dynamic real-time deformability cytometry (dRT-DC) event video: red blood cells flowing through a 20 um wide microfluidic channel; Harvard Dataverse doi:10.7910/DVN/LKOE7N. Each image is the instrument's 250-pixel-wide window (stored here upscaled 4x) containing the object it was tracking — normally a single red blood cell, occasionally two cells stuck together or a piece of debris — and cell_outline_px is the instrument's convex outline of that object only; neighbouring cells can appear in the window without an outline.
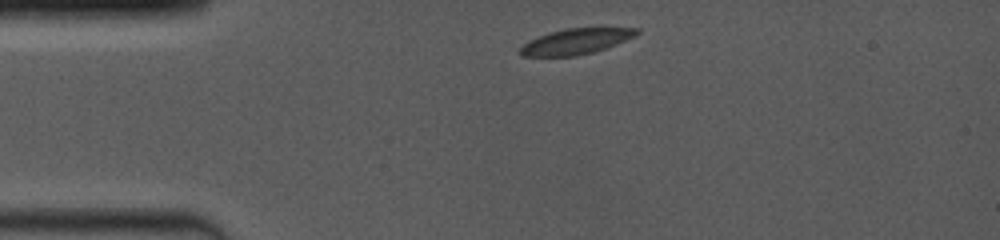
{"species": "common noctule bat (a hibernating species)", "species_latin": "Nyctalus noctula", "temperature_condition": "room temperature", "stored_images_in_passage": 4, "camera_frame_rate_fps": 4000, "um_per_image_px": 0.085, "animal": {"sex": "female", "body_mass_g": 19.0, "forearm_length_mm": 53.3}, "frame": {"image": 1, "passage_image": 1, "time_ms": 0.0, "image_size_px": [1000, 240], "cell_outline_px": [[640, 32], [636, 36], [616, 44], [592, 52], [576, 56], [520, 56], [520, 48], [528, 40], [548, 32], [564, 28], [640, 28]], "centroid_in_image_um": [48.94, 3.51], "position_along_channel_um": 36.1, "area_um2": 17.4}}
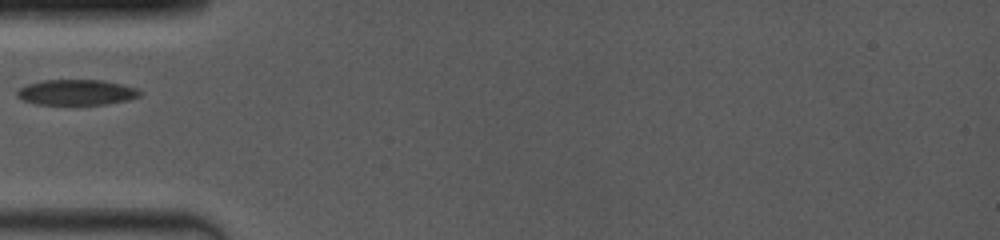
{"frame": {"image": 2, "passage_image": 3, "time_ms": 2.0, "image_size_px": [1000, 240], "cell_outline_px": [[140, 96], [128, 100], [108, 104], [36, 104], [24, 100], [16, 96], [16, 92], [20, 88], [28, 84], [40, 80], [100, 80], [120, 84], [136, 88], [140, 92]], "centroid_in_image_um": [6.48, 7.85], "position_along_channel_um": 78.5, "area_um2": 18.09}}
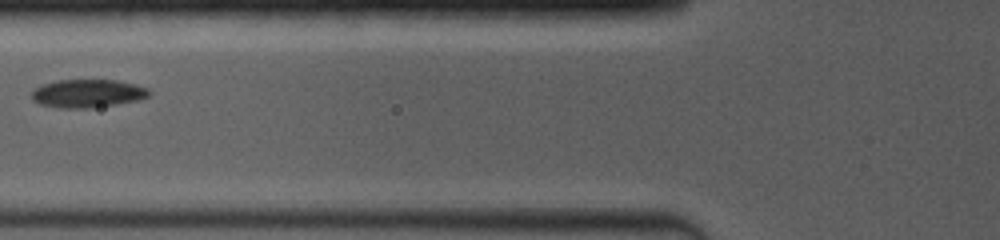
{"frame": {"image": 3, "passage_image": 4, "time_ms": 3.0, "image_size_px": [1000, 240], "cell_outline_px": [[152, 92], [148, 96], [140, 100], [92, 108], [56, 108], [40, 104], [32, 100], [32, 92], [40, 84], [56, 80], [116, 80], [148, 88]], "centroid_in_image_um": [7.43, 7.95], "position_along_channel_um": 118.4, "area_um2": 19.42}}